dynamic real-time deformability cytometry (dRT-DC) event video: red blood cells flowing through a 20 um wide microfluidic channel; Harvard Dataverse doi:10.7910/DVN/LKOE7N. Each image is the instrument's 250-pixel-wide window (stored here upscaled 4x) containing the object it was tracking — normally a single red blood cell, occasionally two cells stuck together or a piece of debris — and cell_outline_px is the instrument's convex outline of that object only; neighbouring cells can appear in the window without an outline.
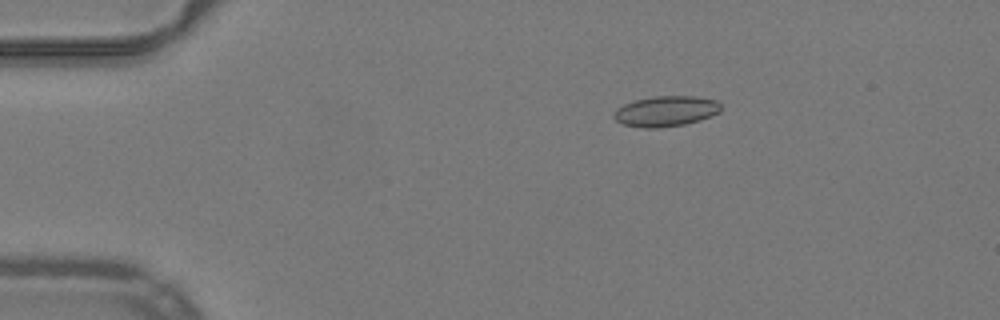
{"species": "common noctule bat (a hibernating species)", "species_latin": "Nyctalus noctula", "temperature_condition": "warm", "stored_images_in_passage": 12, "camera_frame_rate_fps": 3000, "um_per_image_px": 0.085, "animal": {"sex": "male", "body_mass_g": 19.2, "forearm_length_mm": 51.8}, "frame": {"image": 1, "passage_image": 6, "time_ms": 1.667, "image_size_px": [1000, 320], "cell_outline_px": [[720, 112], [712, 116], [700, 120], [684, 124], [660, 128], [644, 128], [624, 124], [616, 120], [612, 116], [616, 108], [624, 104], [636, 100], [652, 96], [696, 96], [716, 100], [720, 104]], "centroid_in_image_um": [56.6, 9.45], "position_along_channel_um": 28.4, "area_um2": 19.07}}